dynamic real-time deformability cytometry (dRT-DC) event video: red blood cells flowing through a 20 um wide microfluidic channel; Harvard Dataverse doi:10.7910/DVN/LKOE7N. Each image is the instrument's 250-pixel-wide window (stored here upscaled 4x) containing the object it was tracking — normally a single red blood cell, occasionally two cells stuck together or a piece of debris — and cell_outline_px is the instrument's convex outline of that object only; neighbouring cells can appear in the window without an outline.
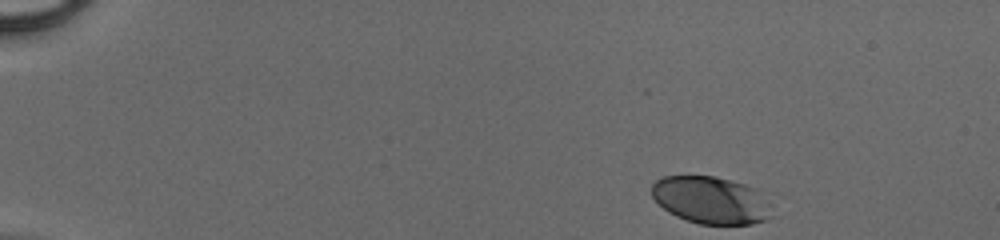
{"species": "human", "species_latin": "Homo sapiens", "temperature_condition": "cold", "stored_images_in_passage": 8, "camera_frame_rate_fps": 3000, "um_per_image_px": 0.085, "donor": {"sex": "male"}, "frame": {"image": 1, "passage_image": 1, "time_ms": 0.0, "image_size_px": [1000, 240], "cell_outline_px": [[768, 220], [752, 224], [700, 224], [676, 216], [668, 212], [652, 196], [652, 184], [656, 180], [664, 176], [716, 176], [744, 184], [756, 188]], "centroid_in_image_um": [60.29, 17.0], "position_along_channel_um": 24.7, "area_um2": 32.02}}